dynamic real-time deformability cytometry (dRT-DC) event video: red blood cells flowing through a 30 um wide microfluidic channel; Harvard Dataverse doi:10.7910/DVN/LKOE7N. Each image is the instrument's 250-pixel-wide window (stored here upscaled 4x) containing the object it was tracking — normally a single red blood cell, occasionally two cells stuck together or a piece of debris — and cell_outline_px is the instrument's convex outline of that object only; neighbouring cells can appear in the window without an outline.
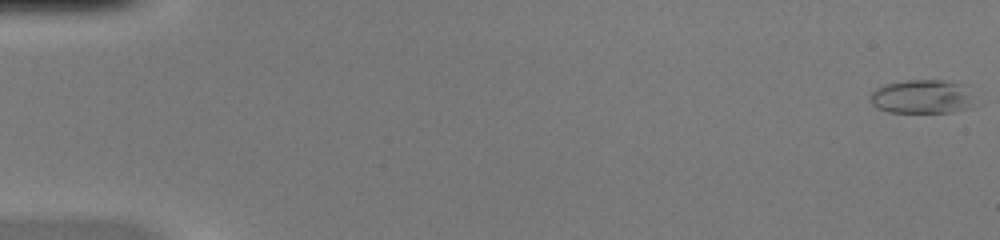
{"species": "common noctule bat (a hibernating species)", "species_latin": "Nyctalus noctula", "temperature_condition": "warm", "stored_images_in_passage": 51, "camera_frame_rate_fps": 3000, "um_per_image_px": 0.085, "animal": {"sex": "female", "body_mass_g": 20.0, "forearm_length_mm": 54.0}, "frame": {"image": 1, "passage_image": 1, "time_ms": 0.0, "image_size_px": [1000, 240], "cell_outline_px": [[972, 108], [952, 112], [888, 112], [872, 104], [872, 92], [876, 88], [884, 84], [904, 80], [944, 80], [968, 84]], "centroid_in_image_um": [78.41, 8.2], "position_along_channel_um": 6.6, "area_um2": 20.63}}
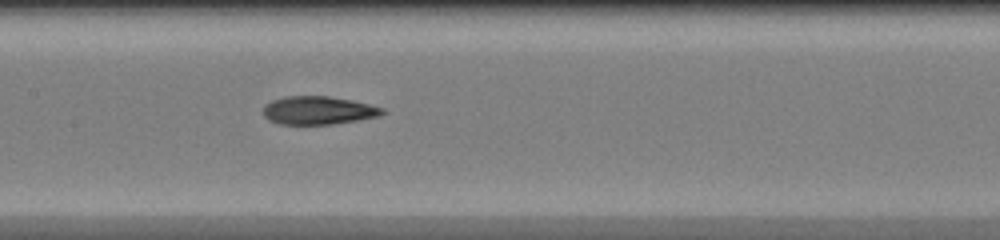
{"frame": {"image": 2, "passage_image": 26, "time_ms": 8.333, "image_size_px": [1000, 240], "cell_outline_px": [[384, 112], [380, 116], [360, 120], [332, 124], [280, 124], [268, 120], [264, 116], [264, 104], [272, 100], [284, 96], [328, 96], [352, 100], [384, 108]], "centroid_in_image_um": [27.04, 9.38], "position_along_channel_um": 180.4, "area_um2": 19.65}}
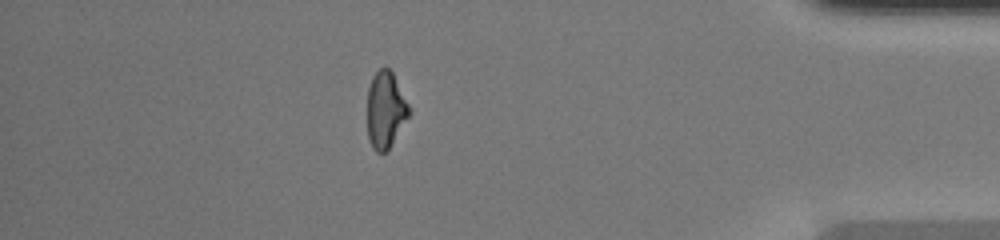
{"frame": {"image": 3, "passage_image": 45, "time_ms": 14.667, "image_size_px": [1000, 240], "cell_outline_px": [[412, 112], [388, 152], [376, 152], [372, 148], [368, 140], [368, 88], [372, 76], [384, 64], [392, 72], [412, 108]], "centroid_in_image_um": [32.8, 9.35], "position_along_channel_um": 402.4, "area_um2": 19.19}, "authors_computed_cell_mechanics": {"area_um2": 20.3456, "velocity_mm_per_s": 4.1248, "shape_relaxation_time_tau1_ms": null, "shape_relaxation_time_tau2_ms": 2.781, "deformation_change_tau1": null, "deformation_change_tau2": 0.0988}}